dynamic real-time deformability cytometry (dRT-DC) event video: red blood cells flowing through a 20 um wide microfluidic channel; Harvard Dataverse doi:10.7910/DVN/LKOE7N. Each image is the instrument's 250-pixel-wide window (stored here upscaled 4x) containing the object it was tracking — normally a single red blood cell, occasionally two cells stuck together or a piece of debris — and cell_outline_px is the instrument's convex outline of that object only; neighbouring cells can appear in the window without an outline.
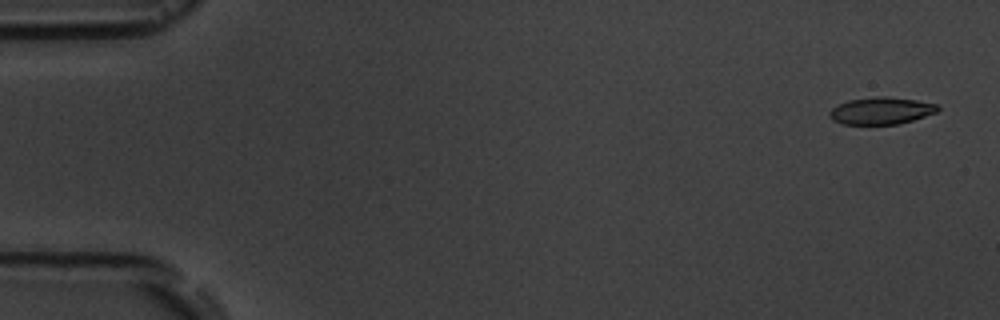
{"species": "common noctule bat (a hibernating species)", "species_latin": "Nyctalus noctula", "temperature_condition": "room temperature", "stored_images_in_passage": 4, "camera_frame_rate_fps": 3000, "um_per_image_px": 0.085, "animal": {"sex": "male", "body_mass_g": 19.5, "forearm_length_mm": 54.6}, "frame": {"image": 1, "passage_image": 1, "time_ms": 0.0, "image_size_px": [1000, 320], "cell_outline_px": [[940, 108], [936, 112], [900, 124], [840, 124], [832, 120], [828, 116], [828, 112], [832, 108], [848, 100], [876, 96], [884, 96], [916, 100], [936, 104]], "centroid_in_image_um": [74.85, 9.41], "position_along_channel_um": 10.1, "area_um2": 17.05}}
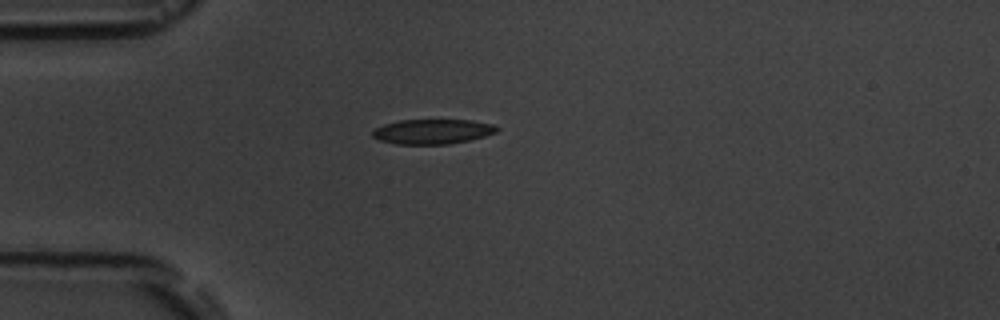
{"frame": {"image": 2, "passage_image": 4, "time_ms": 4.333, "image_size_px": [1000, 320], "cell_outline_px": [[500, 128], [496, 132], [484, 136], [468, 140], [448, 144], [396, 144], [380, 140], [372, 136], [372, 132], [376, 128], [384, 124], [400, 120], [472, 120], [492, 124]], "centroid_in_image_um": [36.76, 11.18], "position_along_channel_um": 48.2, "area_um2": 17.86}}